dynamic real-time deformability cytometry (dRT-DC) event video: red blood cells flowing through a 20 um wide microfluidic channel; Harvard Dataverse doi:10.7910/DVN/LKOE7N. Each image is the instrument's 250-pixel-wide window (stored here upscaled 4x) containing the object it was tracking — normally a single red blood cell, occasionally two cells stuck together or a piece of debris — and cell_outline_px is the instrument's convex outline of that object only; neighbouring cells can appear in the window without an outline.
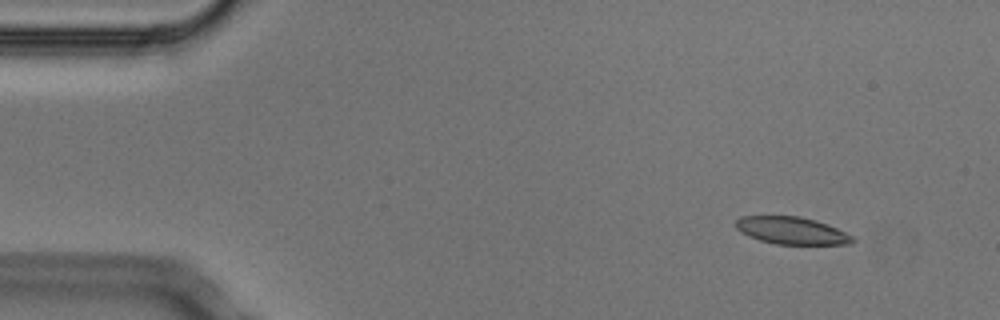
{"species": "Egyptian fruit bat (a non-hibernating species)", "species_latin": "Rousettus aegyptiacus", "temperature_condition": "cold", "stored_images_in_passage": 3, "camera_frame_rate_fps": 3000, "um_per_image_px": 0.085, "animal": {"sex": "male"}, "frame": {"image": 1, "passage_image": 1, "time_ms": 0.0, "image_size_px": [1000, 320], "cell_outline_px": [[856, 240], [852, 244], [776, 244], [760, 240], [748, 236], [740, 232], [736, 228], [736, 220], [740, 216], [800, 216], [816, 220], [836, 228], [852, 236]], "centroid_in_image_um": [67.28, 19.6], "position_along_channel_um": 17.7, "area_um2": 18.55}}